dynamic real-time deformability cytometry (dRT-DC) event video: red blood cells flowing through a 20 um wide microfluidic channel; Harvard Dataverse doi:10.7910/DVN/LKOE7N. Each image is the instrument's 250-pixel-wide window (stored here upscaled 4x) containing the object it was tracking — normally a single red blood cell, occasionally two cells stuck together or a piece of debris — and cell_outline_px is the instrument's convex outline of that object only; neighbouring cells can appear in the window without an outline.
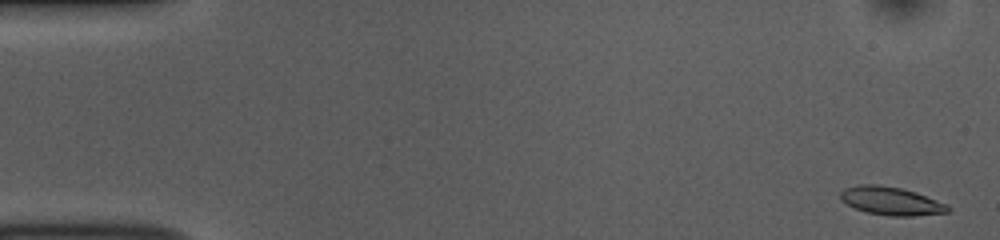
{"species": "common noctule bat (a hibernating species)", "species_latin": "Nyctalus noctula", "temperature_condition": "room temperature", "stored_images_in_passage": 52, "camera_frame_rate_fps": 3000, "um_per_image_px": 0.085, "animal": {"sex": "female", "body_mass_g": 10.0, "forearm_length_mm": 53.1}, "frame": {"image": 1, "passage_image": 1, "time_ms": 0.0, "image_size_px": [1000, 240], "cell_outline_px": [[952, 208], [948, 212], [912, 216], [892, 216], [864, 212], [840, 200], [840, 192], [844, 188], [856, 184], [880, 184], [900, 188], [916, 192], [948, 204]], "centroid_in_image_um": [75.73, 17.07], "position_along_channel_um": 9.3, "area_um2": 17.86}}
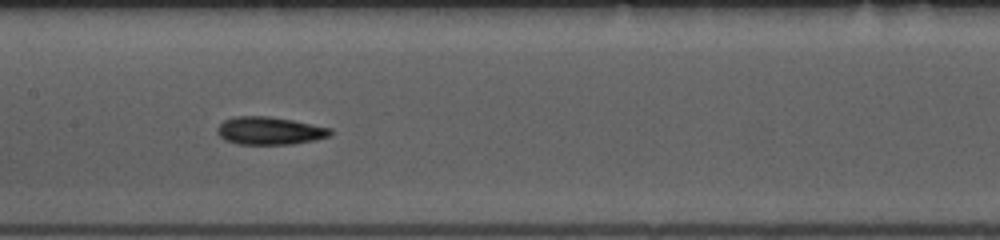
{"frame": {"image": 2, "passage_image": 25, "time_ms": 8.0, "image_size_px": [1000, 240], "cell_outline_px": [[332, 132], [328, 136], [316, 140], [292, 144], [236, 144], [224, 140], [216, 132], [216, 128], [224, 120], [236, 116], [268, 116], [292, 120], [332, 128]], "centroid_in_image_um": [22.89, 11.12], "position_along_channel_um": 184.5, "area_um2": 18.38}}
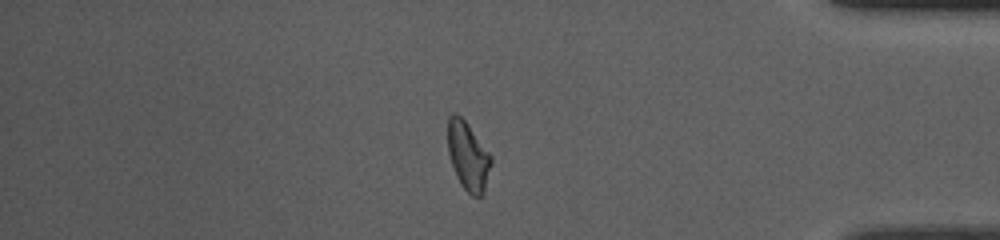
{"frame": {"image": 3, "passage_image": 44, "time_ms": 14.333, "image_size_px": [1000, 240], "cell_outline_px": [[492, 164], [484, 192], [480, 196], [472, 196], [460, 184], [456, 176], [448, 152], [448, 116], [452, 112], [456, 112], [464, 120], [492, 156]], "centroid_in_image_um": [39.78, 13.27], "position_along_channel_um": 395.4, "area_um2": 17.22}, "authors_computed_cell_mechanics": {"area_um2": 17.6868, "velocity_mm_per_s": 3.8045, "shape_relaxation_time_tau1_ms": 3.6374, "shape_relaxation_time_tau2_ms": 4.6767, "deformation_change_tau1": 0.1384, "deformation_change_tau2": 0.0993}}